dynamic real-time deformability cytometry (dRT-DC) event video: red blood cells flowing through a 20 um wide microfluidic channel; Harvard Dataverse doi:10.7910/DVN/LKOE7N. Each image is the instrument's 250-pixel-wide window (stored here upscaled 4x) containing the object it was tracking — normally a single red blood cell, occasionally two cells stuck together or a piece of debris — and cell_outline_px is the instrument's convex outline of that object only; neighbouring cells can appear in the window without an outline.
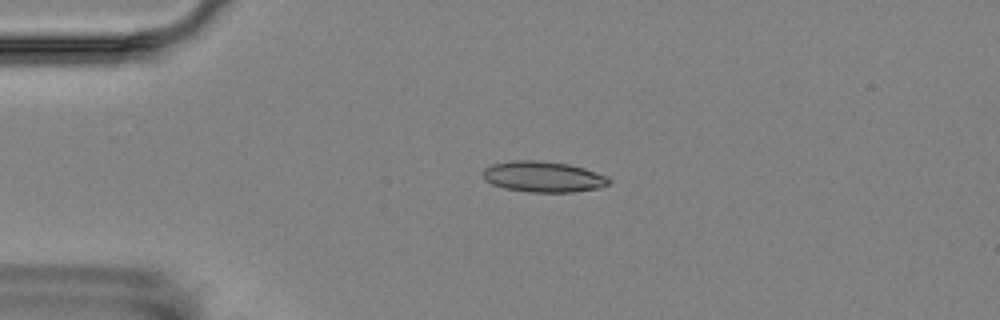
{"species": "Egyptian fruit bat (a non-hibernating species)", "species_latin": "Rousettus aegyptiacus", "temperature_condition": "room temperature", "stored_images_in_passage": 4, "camera_frame_rate_fps": 3000, "um_per_image_px": 0.085, "animal": {"sex": "female"}, "frame": {"image": 1, "passage_image": 3, "time_ms": 3.333, "image_size_px": [1000, 320], "cell_outline_px": [[612, 180], [608, 184], [600, 188], [572, 192], [528, 192], [504, 188], [492, 184], [484, 180], [480, 172], [484, 168], [492, 164], [512, 160], [540, 160], [568, 164], [584, 168], [608, 176]], "centroid_in_image_um": [46.15, 15.02], "position_along_channel_um": 38.9, "area_um2": 22.95}}